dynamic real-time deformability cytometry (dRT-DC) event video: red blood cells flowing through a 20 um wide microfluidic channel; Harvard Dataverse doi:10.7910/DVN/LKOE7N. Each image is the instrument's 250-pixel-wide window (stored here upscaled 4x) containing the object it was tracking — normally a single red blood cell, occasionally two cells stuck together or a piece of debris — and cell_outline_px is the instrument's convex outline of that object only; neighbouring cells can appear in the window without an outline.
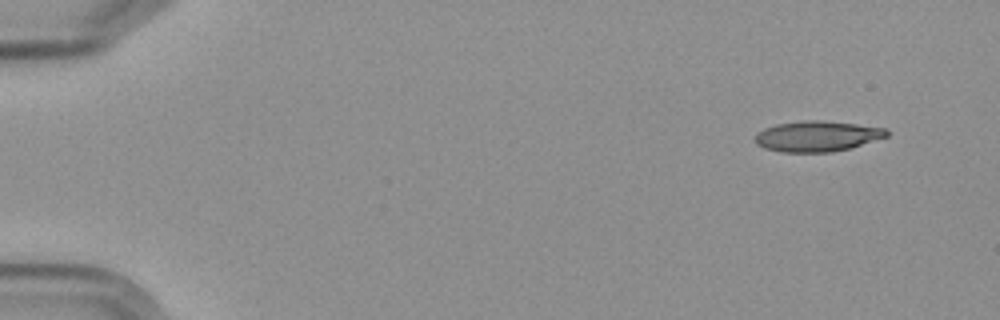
{"species": "Egyptian fruit bat (a non-hibernating species)", "species_latin": "Rousettus aegyptiacus", "temperature_condition": "cold", "stored_images_in_passage": 5, "camera_frame_rate_fps": 3000, "um_per_image_px": 0.085, "frame": {"image": 1, "passage_image": 1, "time_ms": 0.0, "image_size_px": [1000, 320], "cell_outline_px": [[888, 136], [852, 148], [832, 152], [780, 152], [764, 148], [756, 144], [756, 132], [764, 128], [776, 124], [804, 120], [820, 120], [856, 124], [888, 128]], "centroid_in_image_um": [69.47, 11.58], "position_along_channel_um": 15.5, "area_um2": 23.64}}